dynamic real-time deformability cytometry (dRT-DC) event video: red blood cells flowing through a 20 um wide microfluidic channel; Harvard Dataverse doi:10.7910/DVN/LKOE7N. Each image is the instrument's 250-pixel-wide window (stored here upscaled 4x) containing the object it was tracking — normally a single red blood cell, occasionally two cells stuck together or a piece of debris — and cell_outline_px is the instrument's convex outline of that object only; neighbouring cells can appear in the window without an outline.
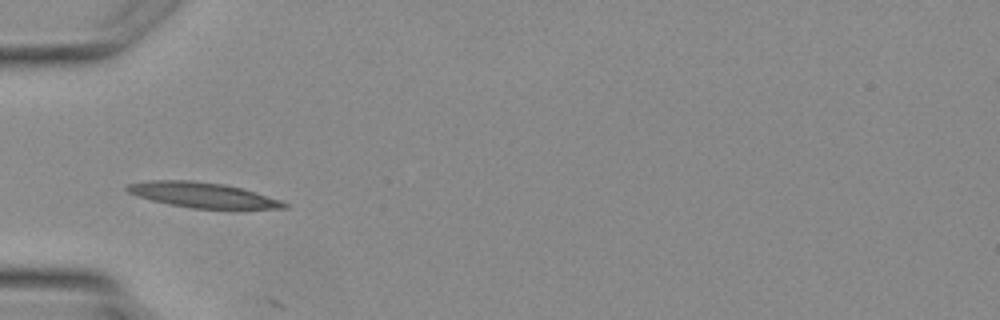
{"species": "Egyptian fruit bat (a non-hibernating species)", "species_latin": "Rousettus aegyptiacus", "temperature_condition": "warm", "stored_images_in_passage": 4, "camera_frame_rate_fps": 3000, "um_per_image_px": 0.085, "animal": {"sex": "female"}, "frame": {"image": 1, "passage_image": 3, "time_ms": 2.667, "image_size_px": [1000, 320], "cell_outline_px": [[288, 208], [192, 208], [168, 204], [136, 196], [128, 192], [124, 188], [128, 184], [148, 180], [192, 180], [224, 184], [240, 188], [280, 200], [288, 204]], "centroid_in_image_um": [17.14, 16.56], "position_along_channel_um": 67.9, "area_um2": 22.72}}
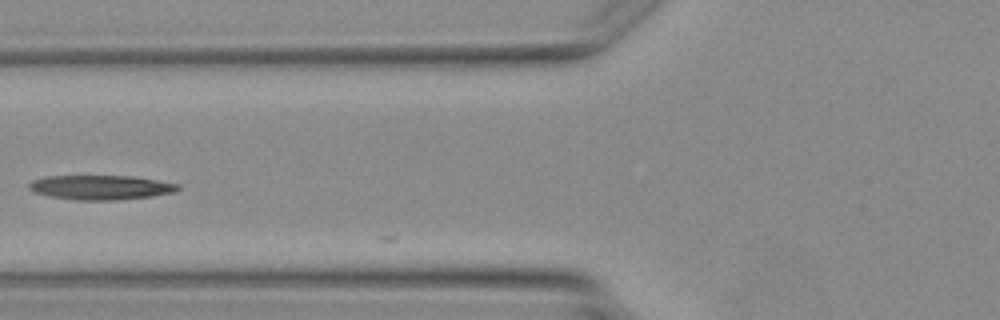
{"frame": {"image": 2, "passage_image": 4, "time_ms": 3.667, "image_size_px": [1000, 320], "cell_outline_px": [[180, 188], [172, 192], [152, 196], [116, 200], [76, 200], [48, 196], [36, 192], [28, 188], [28, 184], [32, 180], [44, 176], [132, 176], [180, 184]], "centroid_in_image_um": [8.53, 15.92], "position_along_channel_um": 117.3, "area_um2": 21.15}}